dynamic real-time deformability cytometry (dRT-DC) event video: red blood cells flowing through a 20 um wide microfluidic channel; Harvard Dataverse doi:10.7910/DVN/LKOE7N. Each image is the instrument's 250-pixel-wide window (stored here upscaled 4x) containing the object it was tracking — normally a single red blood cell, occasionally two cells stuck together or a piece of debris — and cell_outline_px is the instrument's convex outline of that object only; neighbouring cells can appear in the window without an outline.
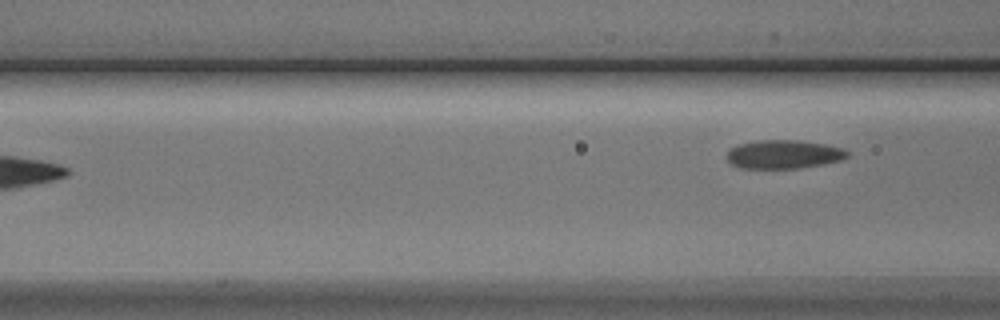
{"species": "Egyptian fruit bat (a non-hibernating species)", "species_latin": "Rousettus aegyptiacus", "temperature_condition": "cold", "stored_images_in_passage": 3, "camera_frame_rate_fps": 3000, "um_per_image_px": 0.085, "animal": {"sex": "male"}, "frame": {"image": 1, "passage_image": 3, "time_ms": 2.667, "image_size_px": [1000, 320], "cell_outline_px": [[848, 156], [840, 160], [800, 168], [740, 168], [732, 164], [728, 160], [728, 152], [736, 144], [756, 140], [796, 140], [824, 144], [844, 148], [848, 152]], "centroid_in_image_um": [66.6, 13.11], "position_along_channel_um": 100.0, "area_um2": 19.94}}